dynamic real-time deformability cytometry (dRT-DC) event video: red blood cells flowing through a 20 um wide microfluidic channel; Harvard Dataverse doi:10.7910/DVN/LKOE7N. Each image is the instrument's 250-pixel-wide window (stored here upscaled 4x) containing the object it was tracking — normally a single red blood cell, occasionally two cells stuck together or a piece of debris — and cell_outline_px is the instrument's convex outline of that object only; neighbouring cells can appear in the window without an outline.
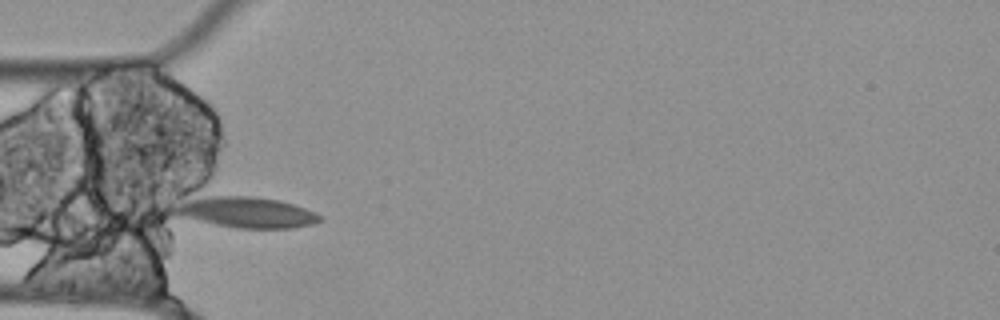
{"species": "Egyptian fruit bat (a non-hibernating species)", "species_latin": "Rousettus aegyptiacus", "temperature_condition": "cold", "stored_images_in_passage": 6, "camera_frame_rate_fps": 3000, "um_per_image_px": 0.085, "animal": {"sex": "female"}, "frame": {"image": 1, "passage_image": 1, "time_ms": 0.0, "image_size_px": [1000, 320], "cell_outline_px": [[324, 220], [312, 224], [292, 228], [236, 228], [216, 224], [180, 216], [176, 212], [176, 208], [192, 196], [252, 196], [280, 200], [316, 212]], "centroid_in_image_um": [21.0, 18.04], "position_along_channel_um": 64.0, "area_um2": 25.78}}
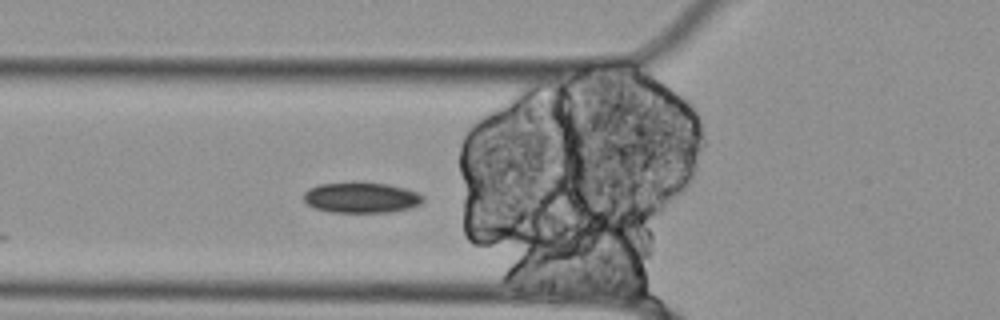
{"frame": {"image": 2, "passage_image": 3, "time_ms": 0.667, "image_size_px": [1000, 320], "cell_outline_px": [[424, 200], [420, 204], [412, 208], [392, 212], [332, 212], [316, 208], [308, 204], [304, 200], [304, 192], [308, 188], [320, 184], [388, 184], [404, 188], [416, 192], [424, 196]], "centroid_in_image_um": [30.74, 16.82], "position_along_channel_um": 95.1, "area_um2": 20.81}}